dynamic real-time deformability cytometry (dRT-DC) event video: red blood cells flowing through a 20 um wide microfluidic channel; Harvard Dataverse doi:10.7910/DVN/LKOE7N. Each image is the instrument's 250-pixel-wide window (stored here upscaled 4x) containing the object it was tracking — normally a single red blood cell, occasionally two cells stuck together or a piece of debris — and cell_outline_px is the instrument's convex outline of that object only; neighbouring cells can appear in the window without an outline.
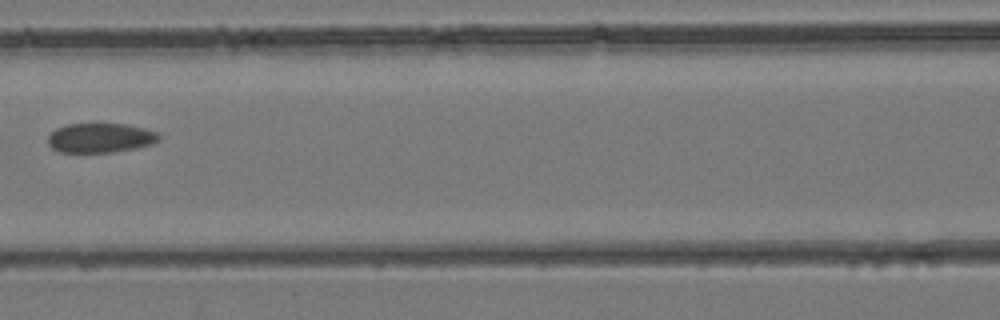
{"species": "common noctule bat (a hibernating species)", "species_latin": "Nyctalus noctula", "temperature_condition": "room temperature", "stored_images_in_passage": 3, "camera_frame_rate_fps": 3000, "um_per_image_px": 0.085, "animal": {"sex": "female", "body_mass_g": 24.6, "forearm_length_mm": 56.2}, "frame": {"image": 1, "passage_image": 3, "time_ms": 0.667, "image_size_px": [1000, 320], "cell_outline_px": [[160, 140], [152, 144], [136, 148], [112, 152], [60, 152], [52, 148], [48, 144], [48, 136], [56, 128], [68, 124], [124, 124], [144, 128], [156, 132], [160, 136]], "centroid_in_image_um": [8.53, 11.72], "position_along_channel_um": 158.1, "area_um2": 19.02}}